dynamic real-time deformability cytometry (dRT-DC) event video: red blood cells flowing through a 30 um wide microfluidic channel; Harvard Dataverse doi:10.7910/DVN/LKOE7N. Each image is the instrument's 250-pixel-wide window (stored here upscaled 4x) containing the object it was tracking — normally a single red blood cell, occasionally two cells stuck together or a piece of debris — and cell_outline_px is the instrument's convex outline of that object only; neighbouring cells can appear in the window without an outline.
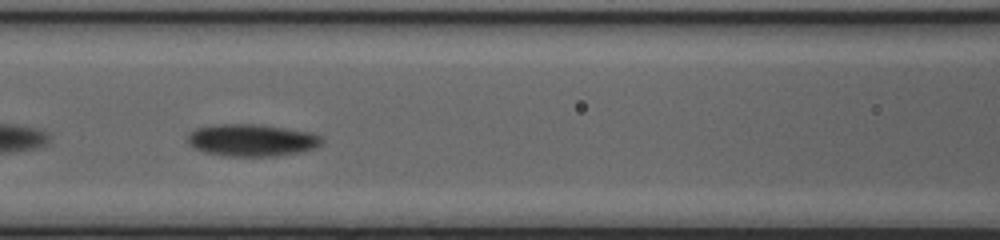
{"species": "common noctule bat (a hibernating species)", "species_latin": "Nyctalus noctula", "temperature_condition": "cold", "stored_images_in_passage": 29, "camera_frame_rate_fps": 3000, "um_per_image_px": 0.085, "animal": {"sex": "female", "body_mass_g": 20.0, "forearm_length_mm": 54.0}, "frame": {"image": 1, "passage_image": 9, "time_ms": 2.667, "image_size_px": [1000, 240], "cell_outline_px": [[324, 140], [316, 148], [276, 156], [228, 156], [204, 152], [196, 148], [188, 140], [188, 136], [196, 128], [220, 124], [260, 124], [308, 132], [320, 136]], "centroid_in_image_um": [21.42, 11.91], "position_along_channel_um": 145.2, "area_um2": 24.74}}
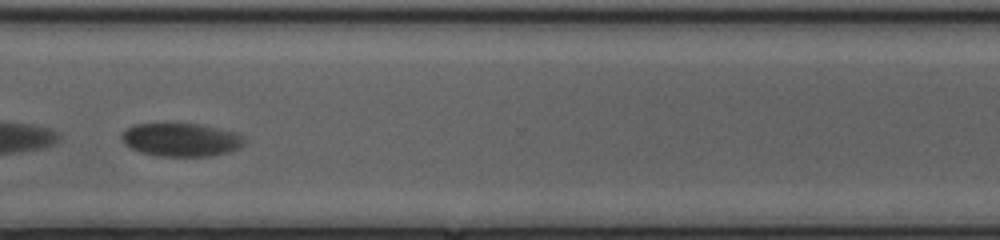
{"frame": {"image": 2, "passage_image": 25, "time_ms": 8.0, "image_size_px": [1000, 240], "cell_outline_px": [[248, 140], [240, 148], [228, 152], [212, 156], [160, 156], [140, 152], [124, 144], [120, 140], [120, 136], [128, 128], [136, 124], [168, 120], [172, 120], [200, 124], [220, 128], [236, 132], [244, 136]], "centroid_in_image_um": [15.4, 11.82], "position_along_channel_um": 355.2, "area_um2": 24.97}, "authors_computed_cell_mechanics": {"area_um2": 24.565, "velocity_mm_per_s": 3.953, "shape_relaxation_time_tau1_ms": 3.6901, "shape_relaxation_time_tau2_ms": null, "deformation_change_tau1": 0.0638, "deformation_change_tau2": null}}